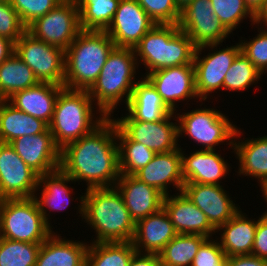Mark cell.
I'll return each instance as SVG.
<instances>
[{
  "label": "cell",
  "mask_w": 267,
  "mask_h": 266,
  "mask_svg": "<svg viewBox=\"0 0 267 266\" xmlns=\"http://www.w3.org/2000/svg\"><path fill=\"white\" fill-rule=\"evenodd\" d=\"M40 246L0 237V266H35Z\"/></svg>",
  "instance_id": "d590c367"
},
{
  "label": "cell",
  "mask_w": 267,
  "mask_h": 266,
  "mask_svg": "<svg viewBox=\"0 0 267 266\" xmlns=\"http://www.w3.org/2000/svg\"><path fill=\"white\" fill-rule=\"evenodd\" d=\"M89 244L66 240L53 232L41 243L35 266H86Z\"/></svg>",
  "instance_id": "484cf974"
},
{
  "label": "cell",
  "mask_w": 267,
  "mask_h": 266,
  "mask_svg": "<svg viewBox=\"0 0 267 266\" xmlns=\"http://www.w3.org/2000/svg\"><path fill=\"white\" fill-rule=\"evenodd\" d=\"M244 214L239 210L216 230L222 233L218 242L227 257L252 254L257 221Z\"/></svg>",
  "instance_id": "4316f807"
},
{
  "label": "cell",
  "mask_w": 267,
  "mask_h": 266,
  "mask_svg": "<svg viewBox=\"0 0 267 266\" xmlns=\"http://www.w3.org/2000/svg\"><path fill=\"white\" fill-rule=\"evenodd\" d=\"M243 141L234 139L232 148L240 164L238 175L257 178L260 184L267 182V135Z\"/></svg>",
  "instance_id": "f546056e"
},
{
  "label": "cell",
  "mask_w": 267,
  "mask_h": 266,
  "mask_svg": "<svg viewBox=\"0 0 267 266\" xmlns=\"http://www.w3.org/2000/svg\"><path fill=\"white\" fill-rule=\"evenodd\" d=\"M182 192L206 215L215 230L240 210L221 185L185 183Z\"/></svg>",
  "instance_id": "e0dca14e"
},
{
  "label": "cell",
  "mask_w": 267,
  "mask_h": 266,
  "mask_svg": "<svg viewBox=\"0 0 267 266\" xmlns=\"http://www.w3.org/2000/svg\"><path fill=\"white\" fill-rule=\"evenodd\" d=\"M207 238L198 234H177L159 253L161 266H191Z\"/></svg>",
  "instance_id": "d6a6232c"
},
{
  "label": "cell",
  "mask_w": 267,
  "mask_h": 266,
  "mask_svg": "<svg viewBox=\"0 0 267 266\" xmlns=\"http://www.w3.org/2000/svg\"><path fill=\"white\" fill-rule=\"evenodd\" d=\"M135 252L132 241L90 242L86 253V266H128Z\"/></svg>",
  "instance_id": "836d02e7"
},
{
  "label": "cell",
  "mask_w": 267,
  "mask_h": 266,
  "mask_svg": "<svg viewBox=\"0 0 267 266\" xmlns=\"http://www.w3.org/2000/svg\"><path fill=\"white\" fill-rule=\"evenodd\" d=\"M70 181H74L70 176H68L61 168L54 170L52 172L46 173L44 175L39 176L38 186L36 190H39L42 186L41 195H34V198L39 206V210L41 211L44 219L50 226L49 214L47 213V209L51 212L54 210H66L68 205H70L71 201L74 199H70L71 197V189L68 187V183ZM41 196V198H40ZM48 207V208H47Z\"/></svg>",
  "instance_id": "83f0119b"
},
{
  "label": "cell",
  "mask_w": 267,
  "mask_h": 266,
  "mask_svg": "<svg viewBox=\"0 0 267 266\" xmlns=\"http://www.w3.org/2000/svg\"><path fill=\"white\" fill-rule=\"evenodd\" d=\"M185 155L181 149L182 177L185 183L220 185V179L230 171L227 161L216 150L202 148L189 156Z\"/></svg>",
  "instance_id": "7402d4cb"
},
{
  "label": "cell",
  "mask_w": 267,
  "mask_h": 266,
  "mask_svg": "<svg viewBox=\"0 0 267 266\" xmlns=\"http://www.w3.org/2000/svg\"><path fill=\"white\" fill-rule=\"evenodd\" d=\"M258 218L252 255L267 260V219Z\"/></svg>",
  "instance_id": "ee69618b"
},
{
  "label": "cell",
  "mask_w": 267,
  "mask_h": 266,
  "mask_svg": "<svg viewBox=\"0 0 267 266\" xmlns=\"http://www.w3.org/2000/svg\"><path fill=\"white\" fill-rule=\"evenodd\" d=\"M82 30L105 31L111 24L120 0H75Z\"/></svg>",
  "instance_id": "e575fe53"
},
{
  "label": "cell",
  "mask_w": 267,
  "mask_h": 266,
  "mask_svg": "<svg viewBox=\"0 0 267 266\" xmlns=\"http://www.w3.org/2000/svg\"><path fill=\"white\" fill-rule=\"evenodd\" d=\"M128 266H161V263L156 253L135 252Z\"/></svg>",
  "instance_id": "bcb514c9"
},
{
  "label": "cell",
  "mask_w": 267,
  "mask_h": 266,
  "mask_svg": "<svg viewBox=\"0 0 267 266\" xmlns=\"http://www.w3.org/2000/svg\"><path fill=\"white\" fill-rule=\"evenodd\" d=\"M34 197L2 199L0 237L29 243H42L54 231Z\"/></svg>",
  "instance_id": "52a82bcc"
},
{
  "label": "cell",
  "mask_w": 267,
  "mask_h": 266,
  "mask_svg": "<svg viewBox=\"0 0 267 266\" xmlns=\"http://www.w3.org/2000/svg\"><path fill=\"white\" fill-rule=\"evenodd\" d=\"M63 88L64 86L39 82L33 87L14 93L7 101L15 108L49 125L53 118L57 96Z\"/></svg>",
  "instance_id": "d4e9b609"
},
{
  "label": "cell",
  "mask_w": 267,
  "mask_h": 266,
  "mask_svg": "<svg viewBox=\"0 0 267 266\" xmlns=\"http://www.w3.org/2000/svg\"><path fill=\"white\" fill-rule=\"evenodd\" d=\"M214 14L221 21L223 26L230 32L237 28L247 16L251 24H256V15L250 10L245 0H210Z\"/></svg>",
  "instance_id": "74e56055"
},
{
  "label": "cell",
  "mask_w": 267,
  "mask_h": 266,
  "mask_svg": "<svg viewBox=\"0 0 267 266\" xmlns=\"http://www.w3.org/2000/svg\"><path fill=\"white\" fill-rule=\"evenodd\" d=\"M260 71L240 52L227 71L223 88L229 91H244L261 78Z\"/></svg>",
  "instance_id": "8d00e7d4"
},
{
  "label": "cell",
  "mask_w": 267,
  "mask_h": 266,
  "mask_svg": "<svg viewBox=\"0 0 267 266\" xmlns=\"http://www.w3.org/2000/svg\"><path fill=\"white\" fill-rule=\"evenodd\" d=\"M196 48L178 24H156L134 47V52L137 63L143 62L147 73H151L193 64Z\"/></svg>",
  "instance_id": "5b68a950"
},
{
  "label": "cell",
  "mask_w": 267,
  "mask_h": 266,
  "mask_svg": "<svg viewBox=\"0 0 267 266\" xmlns=\"http://www.w3.org/2000/svg\"><path fill=\"white\" fill-rule=\"evenodd\" d=\"M27 31L45 43L66 50L82 31L75 0H63L50 12L37 18Z\"/></svg>",
  "instance_id": "30bf717a"
},
{
  "label": "cell",
  "mask_w": 267,
  "mask_h": 266,
  "mask_svg": "<svg viewBox=\"0 0 267 266\" xmlns=\"http://www.w3.org/2000/svg\"><path fill=\"white\" fill-rule=\"evenodd\" d=\"M133 176L141 182L156 188L164 196L169 195L168 186L182 192L185 184L182 177L181 148L168 153H158Z\"/></svg>",
  "instance_id": "d6986e66"
},
{
  "label": "cell",
  "mask_w": 267,
  "mask_h": 266,
  "mask_svg": "<svg viewBox=\"0 0 267 266\" xmlns=\"http://www.w3.org/2000/svg\"><path fill=\"white\" fill-rule=\"evenodd\" d=\"M176 235L177 232L162 207L135 224L132 243L136 252L158 254Z\"/></svg>",
  "instance_id": "cb8c5ba5"
},
{
  "label": "cell",
  "mask_w": 267,
  "mask_h": 266,
  "mask_svg": "<svg viewBox=\"0 0 267 266\" xmlns=\"http://www.w3.org/2000/svg\"><path fill=\"white\" fill-rule=\"evenodd\" d=\"M14 54V42L6 37L0 36V65Z\"/></svg>",
  "instance_id": "7dc6e473"
},
{
  "label": "cell",
  "mask_w": 267,
  "mask_h": 266,
  "mask_svg": "<svg viewBox=\"0 0 267 266\" xmlns=\"http://www.w3.org/2000/svg\"><path fill=\"white\" fill-rule=\"evenodd\" d=\"M210 0H192L181 9L178 23L196 47L221 44L231 34L214 14Z\"/></svg>",
  "instance_id": "7c38bea8"
},
{
  "label": "cell",
  "mask_w": 267,
  "mask_h": 266,
  "mask_svg": "<svg viewBox=\"0 0 267 266\" xmlns=\"http://www.w3.org/2000/svg\"><path fill=\"white\" fill-rule=\"evenodd\" d=\"M259 24H264L263 27L267 26V1L260 12L256 15V25L259 26Z\"/></svg>",
  "instance_id": "681fc988"
},
{
  "label": "cell",
  "mask_w": 267,
  "mask_h": 266,
  "mask_svg": "<svg viewBox=\"0 0 267 266\" xmlns=\"http://www.w3.org/2000/svg\"><path fill=\"white\" fill-rule=\"evenodd\" d=\"M27 31L10 1L0 2V36L14 43Z\"/></svg>",
  "instance_id": "b9f144b4"
},
{
  "label": "cell",
  "mask_w": 267,
  "mask_h": 266,
  "mask_svg": "<svg viewBox=\"0 0 267 266\" xmlns=\"http://www.w3.org/2000/svg\"><path fill=\"white\" fill-rule=\"evenodd\" d=\"M176 194L164 196L163 208L177 234H198L211 238L216 230L206 215L183 192Z\"/></svg>",
  "instance_id": "44dd1931"
},
{
  "label": "cell",
  "mask_w": 267,
  "mask_h": 266,
  "mask_svg": "<svg viewBox=\"0 0 267 266\" xmlns=\"http://www.w3.org/2000/svg\"><path fill=\"white\" fill-rule=\"evenodd\" d=\"M260 26V29L258 27L259 34L252 40L249 39V42L241 39L240 46L241 52L263 75V73H267V28Z\"/></svg>",
  "instance_id": "ab89813d"
},
{
  "label": "cell",
  "mask_w": 267,
  "mask_h": 266,
  "mask_svg": "<svg viewBox=\"0 0 267 266\" xmlns=\"http://www.w3.org/2000/svg\"><path fill=\"white\" fill-rule=\"evenodd\" d=\"M267 0H245V3L250 8V10L257 15L263 8Z\"/></svg>",
  "instance_id": "c3c4849f"
},
{
  "label": "cell",
  "mask_w": 267,
  "mask_h": 266,
  "mask_svg": "<svg viewBox=\"0 0 267 266\" xmlns=\"http://www.w3.org/2000/svg\"><path fill=\"white\" fill-rule=\"evenodd\" d=\"M115 187L135 224L163 207L164 195L133 175H120Z\"/></svg>",
  "instance_id": "ffe728a7"
},
{
  "label": "cell",
  "mask_w": 267,
  "mask_h": 266,
  "mask_svg": "<svg viewBox=\"0 0 267 266\" xmlns=\"http://www.w3.org/2000/svg\"><path fill=\"white\" fill-rule=\"evenodd\" d=\"M114 47L105 31L82 30L65 50L64 88L89 90Z\"/></svg>",
  "instance_id": "3957f363"
},
{
  "label": "cell",
  "mask_w": 267,
  "mask_h": 266,
  "mask_svg": "<svg viewBox=\"0 0 267 266\" xmlns=\"http://www.w3.org/2000/svg\"><path fill=\"white\" fill-rule=\"evenodd\" d=\"M93 104L95 105L88 90L63 88L59 92L49 130L60 150L91 133L107 118L104 114L94 117Z\"/></svg>",
  "instance_id": "8992f818"
},
{
  "label": "cell",
  "mask_w": 267,
  "mask_h": 266,
  "mask_svg": "<svg viewBox=\"0 0 267 266\" xmlns=\"http://www.w3.org/2000/svg\"><path fill=\"white\" fill-rule=\"evenodd\" d=\"M173 112L155 122L115 121L116 125L133 141L142 143L156 154L168 153L179 148L178 123ZM176 122H170L171 120Z\"/></svg>",
  "instance_id": "9a60e30c"
},
{
  "label": "cell",
  "mask_w": 267,
  "mask_h": 266,
  "mask_svg": "<svg viewBox=\"0 0 267 266\" xmlns=\"http://www.w3.org/2000/svg\"><path fill=\"white\" fill-rule=\"evenodd\" d=\"M1 206H2V199L0 198V230H1Z\"/></svg>",
  "instance_id": "f5cc1de1"
},
{
  "label": "cell",
  "mask_w": 267,
  "mask_h": 266,
  "mask_svg": "<svg viewBox=\"0 0 267 266\" xmlns=\"http://www.w3.org/2000/svg\"><path fill=\"white\" fill-rule=\"evenodd\" d=\"M126 110V116L113 120L155 122L173 113L144 75L134 85Z\"/></svg>",
  "instance_id": "603a6c76"
},
{
  "label": "cell",
  "mask_w": 267,
  "mask_h": 266,
  "mask_svg": "<svg viewBox=\"0 0 267 266\" xmlns=\"http://www.w3.org/2000/svg\"><path fill=\"white\" fill-rule=\"evenodd\" d=\"M116 138L120 175H134L156 155L152 149L131 140L117 125Z\"/></svg>",
  "instance_id": "1f68e13d"
},
{
  "label": "cell",
  "mask_w": 267,
  "mask_h": 266,
  "mask_svg": "<svg viewBox=\"0 0 267 266\" xmlns=\"http://www.w3.org/2000/svg\"><path fill=\"white\" fill-rule=\"evenodd\" d=\"M226 258L218 240L207 238L199 247L191 266H226Z\"/></svg>",
  "instance_id": "7bdbcfd3"
},
{
  "label": "cell",
  "mask_w": 267,
  "mask_h": 266,
  "mask_svg": "<svg viewBox=\"0 0 267 266\" xmlns=\"http://www.w3.org/2000/svg\"><path fill=\"white\" fill-rule=\"evenodd\" d=\"M63 0H10L23 24L28 27L37 18L44 16Z\"/></svg>",
  "instance_id": "60d3db41"
},
{
  "label": "cell",
  "mask_w": 267,
  "mask_h": 266,
  "mask_svg": "<svg viewBox=\"0 0 267 266\" xmlns=\"http://www.w3.org/2000/svg\"><path fill=\"white\" fill-rule=\"evenodd\" d=\"M84 194L77 209L82 220L95 230L94 243L132 241L135 222L116 187L89 188Z\"/></svg>",
  "instance_id": "7a4b0ae2"
},
{
  "label": "cell",
  "mask_w": 267,
  "mask_h": 266,
  "mask_svg": "<svg viewBox=\"0 0 267 266\" xmlns=\"http://www.w3.org/2000/svg\"><path fill=\"white\" fill-rule=\"evenodd\" d=\"M14 53L32 69L38 82L64 86V49L45 43L26 31L14 43Z\"/></svg>",
  "instance_id": "9c48e42d"
},
{
  "label": "cell",
  "mask_w": 267,
  "mask_h": 266,
  "mask_svg": "<svg viewBox=\"0 0 267 266\" xmlns=\"http://www.w3.org/2000/svg\"><path fill=\"white\" fill-rule=\"evenodd\" d=\"M9 144L39 176L60 168L61 150L55 145L49 128L41 134L23 135Z\"/></svg>",
  "instance_id": "ac0fdd59"
},
{
  "label": "cell",
  "mask_w": 267,
  "mask_h": 266,
  "mask_svg": "<svg viewBox=\"0 0 267 266\" xmlns=\"http://www.w3.org/2000/svg\"><path fill=\"white\" fill-rule=\"evenodd\" d=\"M156 24H178L181 9L175 0H137Z\"/></svg>",
  "instance_id": "f35d334b"
},
{
  "label": "cell",
  "mask_w": 267,
  "mask_h": 266,
  "mask_svg": "<svg viewBox=\"0 0 267 266\" xmlns=\"http://www.w3.org/2000/svg\"><path fill=\"white\" fill-rule=\"evenodd\" d=\"M38 83L32 69L15 53L0 65V100H7L14 93Z\"/></svg>",
  "instance_id": "4dcf8cb0"
},
{
  "label": "cell",
  "mask_w": 267,
  "mask_h": 266,
  "mask_svg": "<svg viewBox=\"0 0 267 266\" xmlns=\"http://www.w3.org/2000/svg\"><path fill=\"white\" fill-rule=\"evenodd\" d=\"M116 123L111 117L91 133L67 144L60 152V168L87 188L115 187L120 176Z\"/></svg>",
  "instance_id": "6da1fadb"
},
{
  "label": "cell",
  "mask_w": 267,
  "mask_h": 266,
  "mask_svg": "<svg viewBox=\"0 0 267 266\" xmlns=\"http://www.w3.org/2000/svg\"><path fill=\"white\" fill-rule=\"evenodd\" d=\"M261 192L263 194L264 200L267 202V182L260 184ZM262 218L267 219V209L266 211L261 215Z\"/></svg>",
  "instance_id": "f907efd6"
},
{
  "label": "cell",
  "mask_w": 267,
  "mask_h": 266,
  "mask_svg": "<svg viewBox=\"0 0 267 266\" xmlns=\"http://www.w3.org/2000/svg\"><path fill=\"white\" fill-rule=\"evenodd\" d=\"M220 44H208L196 48L194 56L195 68V89L200 102L207 101L210 93L223 88L224 77L235 60L236 56L241 52L240 43L234 46L226 47L221 50L217 49ZM216 47L217 51L214 50ZM210 49L212 53L200 58V54L204 49Z\"/></svg>",
  "instance_id": "8fae6325"
},
{
  "label": "cell",
  "mask_w": 267,
  "mask_h": 266,
  "mask_svg": "<svg viewBox=\"0 0 267 266\" xmlns=\"http://www.w3.org/2000/svg\"><path fill=\"white\" fill-rule=\"evenodd\" d=\"M138 66L133 48L112 49L96 82L88 90L100 114L112 117L118 103L125 101L127 106L136 84L134 74Z\"/></svg>",
  "instance_id": "277c9868"
},
{
  "label": "cell",
  "mask_w": 267,
  "mask_h": 266,
  "mask_svg": "<svg viewBox=\"0 0 267 266\" xmlns=\"http://www.w3.org/2000/svg\"><path fill=\"white\" fill-rule=\"evenodd\" d=\"M156 23L137 0H120L114 18L105 32L115 47L133 48Z\"/></svg>",
  "instance_id": "5bb4252c"
},
{
  "label": "cell",
  "mask_w": 267,
  "mask_h": 266,
  "mask_svg": "<svg viewBox=\"0 0 267 266\" xmlns=\"http://www.w3.org/2000/svg\"><path fill=\"white\" fill-rule=\"evenodd\" d=\"M49 125L41 119L15 108L7 100H0V142L10 143L23 135L45 132Z\"/></svg>",
  "instance_id": "f1b7e54d"
},
{
  "label": "cell",
  "mask_w": 267,
  "mask_h": 266,
  "mask_svg": "<svg viewBox=\"0 0 267 266\" xmlns=\"http://www.w3.org/2000/svg\"><path fill=\"white\" fill-rule=\"evenodd\" d=\"M226 266H267V260L255 255H238L226 258Z\"/></svg>",
  "instance_id": "f6af8a7d"
},
{
  "label": "cell",
  "mask_w": 267,
  "mask_h": 266,
  "mask_svg": "<svg viewBox=\"0 0 267 266\" xmlns=\"http://www.w3.org/2000/svg\"><path fill=\"white\" fill-rule=\"evenodd\" d=\"M39 175L9 143L0 142V198H30L37 192Z\"/></svg>",
  "instance_id": "4fadbf2b"
},
{
  "label": "cell",
  "mask_w": 267,
  "mask_h": 266,
  "mask_svg": "<svg viewBox=\"0 0 267 266\" xmlns=\"http://www.w3.org/2000/svg\"><path fill=\"white\" fill-rule=\"evenodd\" d=\"M180 9L186 6L192 0H175Z\"/></svg>",
  "instance_id": "816d5d0a"
},
{
  "label": "cell",
  "mask_w": 267,
  "mask_h": 266,
  "mask_svg": "<svg viewBox=\"0 0 267 266\" xmlns=\"http://www.w3.org/2000/svg\"><path fill=\"white\" fill-rule=\"evenodd\" d=\"M184 113V114H183ZM176 113L178 121V137L187 135L195 143L205 147L204 150H215V146L228 142L230 149L235 138L242 133L219 110L212 108H198L190 112ZM181 135V136H180ZM238 136V137H237Z\"/></svg>",
  "instance_id": "ba28073f"
},
{
  "label": "cell",
  "mask_w": 267,
  "mask_h": 266,
  "mask_svg": "<svg viewBox=\"0 0 267 266\" xmlns=\"http://www.w3.org/2000/svg\"><path fill=\"white\" fill-rule=\"evenodd\" d=\"M144 77L173 112H177L176 102L199 98L195 89L194 64L159 69L147 73Z\"/></svg>",
  "instance_id": "2e32d148"
}]
</instances>
